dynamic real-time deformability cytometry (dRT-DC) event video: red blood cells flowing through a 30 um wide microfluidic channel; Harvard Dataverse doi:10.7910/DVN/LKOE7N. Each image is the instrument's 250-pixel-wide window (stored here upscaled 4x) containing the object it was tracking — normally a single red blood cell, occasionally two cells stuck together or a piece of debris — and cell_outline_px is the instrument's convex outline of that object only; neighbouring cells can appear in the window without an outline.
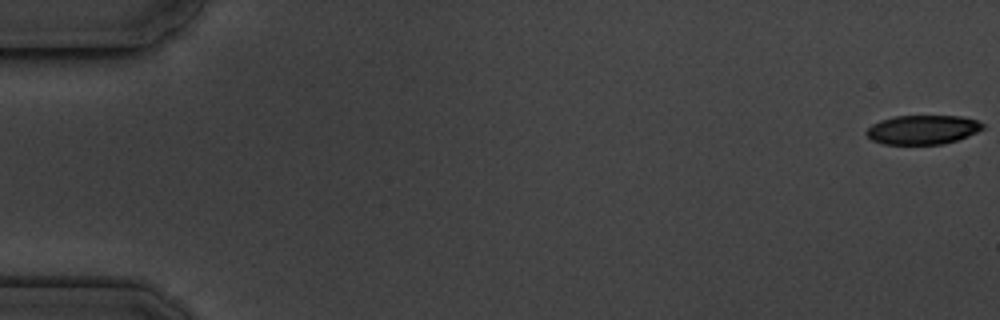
{"species": "common noctule bat (a hibernating species)", "species_latin": "Nyctalus noctula", "temperature_condition": "cold", "stored_images_in_passage": 6, "camera_frame_rate_fps": 3000, "um_per_image_px": 0.085, "animal": {"sex": "male", "body_mass_g": 19.5, "forearm_length_mm": 54.6}, "frame": {"image": 1, "passage_image": 1, "time_ms": 0.0, "image_size_px": [1000, 320], "cell_outline_px": [[984, 128], [968, 136], [956, 140], [940, 144], [884, 144], [872, 140], [864, 132], [872, 124], [880, 120], [892, 116], [960, 116], [976, 120], [984, 124]], "centroid_in_image_um": [78.4, 11.02], "position_along_channel_um": 6.6, "area_um2": 19.71}}
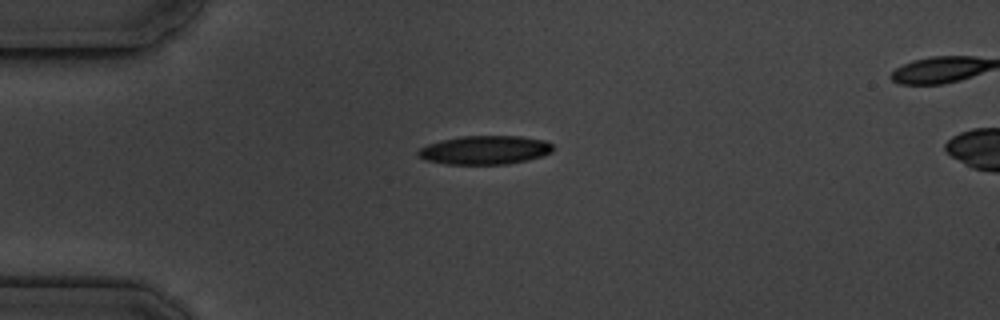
{"frame": {"image": 2, "passage_image": 5, "time_ms": 4.667, "image_size_px": [1000, 320], "cell_outline_px": [[552, 152], [528, 160], [508, 164], [444, 164], [424, 160], [416, 156], [416, 152], [420, 148], [428, 144], [440, 140], [460, 136], [520, 136], [544, 140], [552, 144]], "centroid_in_image_um": [41.16, 12.75], "position_along_channel_um": 43.8, "area_um2": 22.72}}